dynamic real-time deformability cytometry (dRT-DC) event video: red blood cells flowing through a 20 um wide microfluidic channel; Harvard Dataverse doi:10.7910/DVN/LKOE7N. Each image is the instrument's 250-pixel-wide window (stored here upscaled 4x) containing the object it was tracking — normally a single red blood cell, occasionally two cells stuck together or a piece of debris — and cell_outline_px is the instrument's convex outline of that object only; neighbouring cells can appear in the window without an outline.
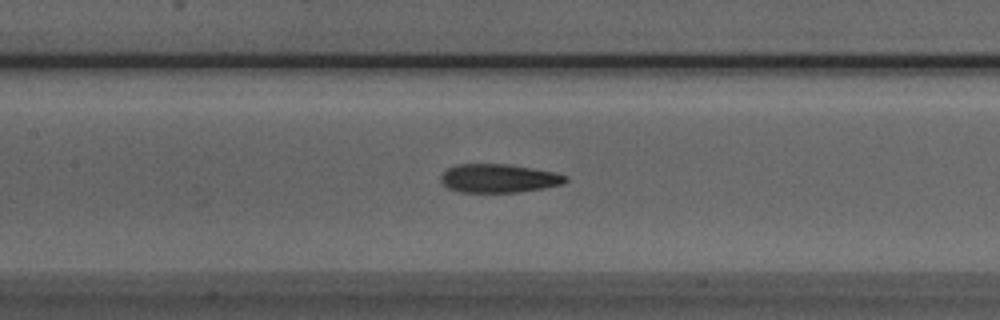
{"species": "Egyptian fruit bat (a non-hibernating species)", "species_latin": "Rousettus aegyptiacus", "temperature_condition": "room temperature", "stored_images_in_passage": 41, "camera_frame_rate_fps": 3000, "um_per_image_px": 0.085, "animal": {"sex": "male"}, "frame": {"image": 1, "passage_image": 17, "time_ms": 5.333, "image_size_px": [1000, 320], "cell_outline_px": [[568, 180], [564, 184], [544, 188], [520, 192], [460, 192], [448, 188], [440, 180], [440, 176], [448, 168], [456, 164], [504, 164], [552, 172], [568, 176]], "centroid_in_image_um": [42.38, 15.17], "position_along_channel_um": 165.0, "area_um2": 20.63}}
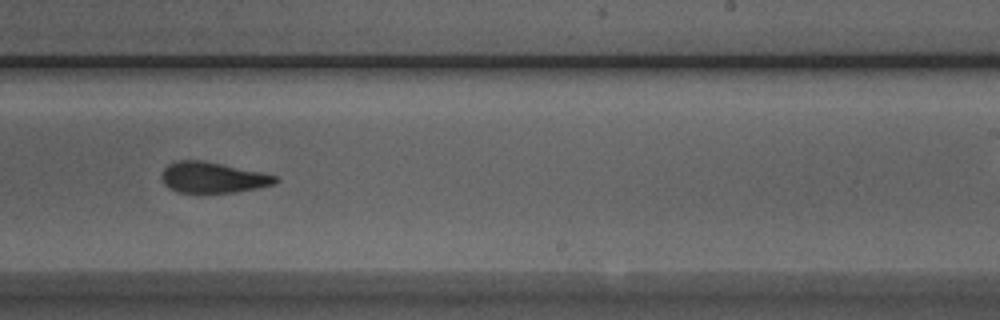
{"frame": {"image": 2, "passage_image": 25, "time_ms": 8.0, "image_size_px": [1000, 320], "cell_outline_px": [[280, 180], [276, 184], [236, 192], [176, 192], [168, 188], [164, 184], [164, 168], [168, 164], [176, 160], [204, 160], [260, 172], [276, 176]], "centroid_in_image_um": [18.1, 15.08], "position_along_channel_um": 270.9, "area_um2": 20.23}}
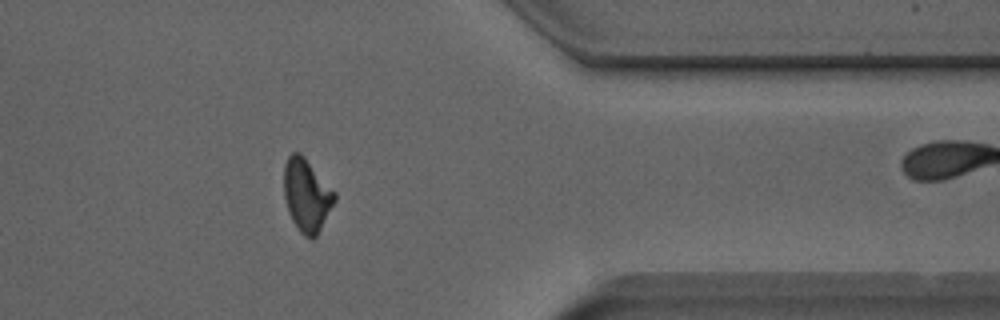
{"frame": {"image": 3, "passage_image": 35, "time_ms": 11.333, "image_size_px": [1000, 320], "cell_outline_px": [[336, 200], [316, 236], [312, 240], [304, 236], [300, 232], [292, 220], [284, 196], [284, 164], [288, 156], [292, 152], [300, 152], [304, 156], [336, 192]], "centroid_in_image_um": [26.07, 16.57], "position_along_channel_um": 385.3, "area_um2": 21.44}}